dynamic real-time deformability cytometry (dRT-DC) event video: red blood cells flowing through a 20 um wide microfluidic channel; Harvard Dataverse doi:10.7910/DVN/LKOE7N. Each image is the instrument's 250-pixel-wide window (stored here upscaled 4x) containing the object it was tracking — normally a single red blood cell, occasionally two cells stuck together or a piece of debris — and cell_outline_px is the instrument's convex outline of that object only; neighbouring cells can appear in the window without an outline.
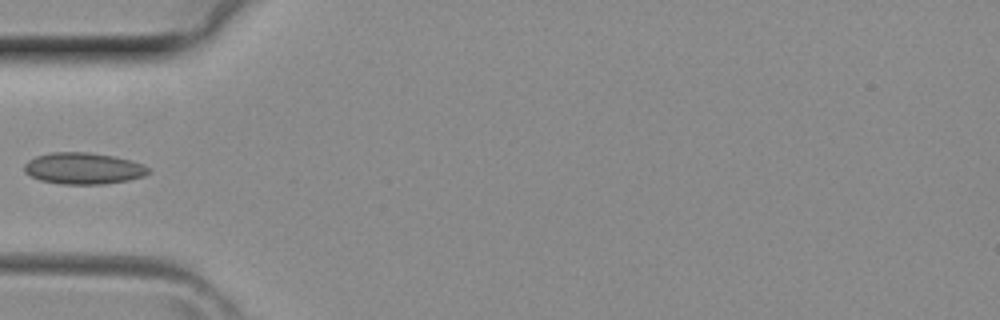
{"species": "common noctule bat (a hibernating species)", "species_latin": "Nyctalus noctula", "temperature_condition": "room temperature", "stored_images_in_passage": 3, "camera_frame_rate_fps": 3000, "um_per_image_px": 0.085, "animal": {"sex": "female", "body_mass_g": 29.2, "forearm_length_mm": 56.3}, "frame": {"image": 1, "passage_image": 3, "time_ms": 0.667, "image_size_px": [1000, 320], "cell_outline_px": [[148, 172], [144, 176], [128, 180], [104, 184], [60, 184], [40, 180], [24, 172], [24, 164], [28, 160], [36, 156], [52, 152], [88, 152], [112, 156], [144, 164], [148, 168]], "centroid_in_image_um": [7.05, 14.31], "position_along_channel_um": 77.9, "area_um2": 22.66}}